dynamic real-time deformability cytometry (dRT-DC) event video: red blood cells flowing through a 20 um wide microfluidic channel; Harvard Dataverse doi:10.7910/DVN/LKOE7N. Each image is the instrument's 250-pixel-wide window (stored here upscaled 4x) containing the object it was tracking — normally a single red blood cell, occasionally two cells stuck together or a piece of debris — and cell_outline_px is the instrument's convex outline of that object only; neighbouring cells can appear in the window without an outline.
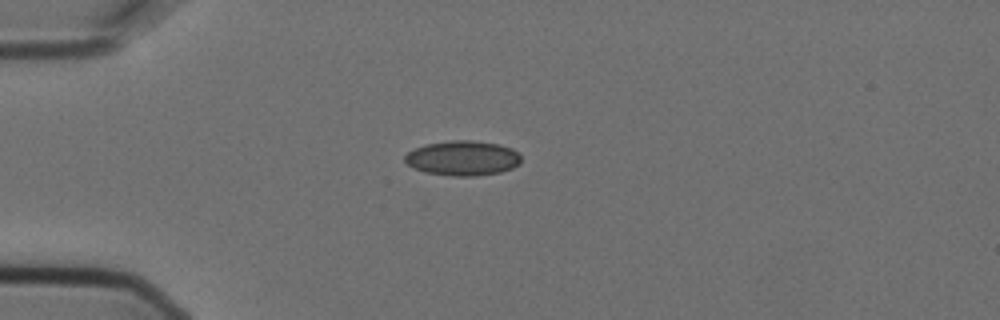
{"species": "Egyptian fruit bat (a non-hibernating species)", "species_latin": "Rousettus aegyptiacus", "temperature_condition": "cold", "stored_images_in_passage": 6, "camera_frame_rate_fps": 3000, "um_per_image_px": 0.085, "animal": {"sex": "female"}, "frame": {"image": 1, "passage_image": 1, "time_ms": 0.0, "image_size_px": [1000, 320], "cell_outline_px": [[520, 164], [512, 168], [500, 172], [476, 176], [452, 176], [428, 172], [412, 168], [404, 160], [404, 156], [408, 152], [416, 148], [428, 144], [452, 140], [472, 140], [500, 144], [512, 148], [520, 156]], "centroid_in_image_um": [39.35, 13.44], "position_along_channel_um": 45.7, "area_um2": 23.52}}
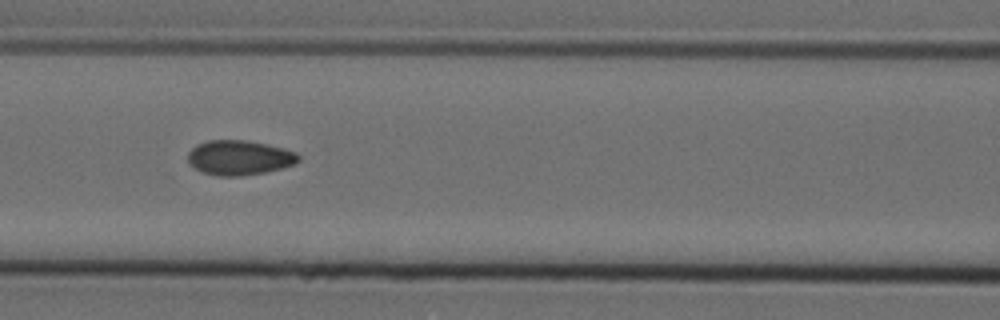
{"frame": {"image": 2, "passage_image": 4, "time_ms": 1.0, "image_size_px": [1000, 320], "cell_outline_px": [[300, 160], [296, 164], [264, 172], [240, 176], [216, 176], [204, 172], [188, 164], [188, 152], [196, 144], [208, 140], [244, 140], [284, 148], [296, 152], [300, 156]], "centroid_in_image_um": [20.33, 13.4], "position_along_channel_um": 146.3, "area_um2": 22.37}}
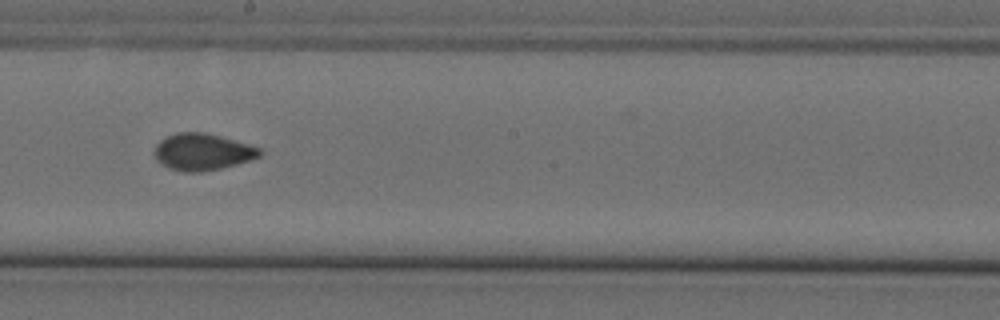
{"frame": {"image": 3, "passage_image": 6, "time_ms": 1.667, "image_size_px": [1000, 320], "cell_outline_px": [[264, 152], [260, 156], [236, 164], [220, 168], [200, 172], [184, 172], [168, 168], [160, 164], [156, 160], [152, 152], [156, 144], [160, 140], [176, 132], [204, 132], [220, 136], [264, 148]], "centroid_in_image_um": [17.19, 12.91], "position_along_channel_um": 231.0, "area_um2": 22.83}}